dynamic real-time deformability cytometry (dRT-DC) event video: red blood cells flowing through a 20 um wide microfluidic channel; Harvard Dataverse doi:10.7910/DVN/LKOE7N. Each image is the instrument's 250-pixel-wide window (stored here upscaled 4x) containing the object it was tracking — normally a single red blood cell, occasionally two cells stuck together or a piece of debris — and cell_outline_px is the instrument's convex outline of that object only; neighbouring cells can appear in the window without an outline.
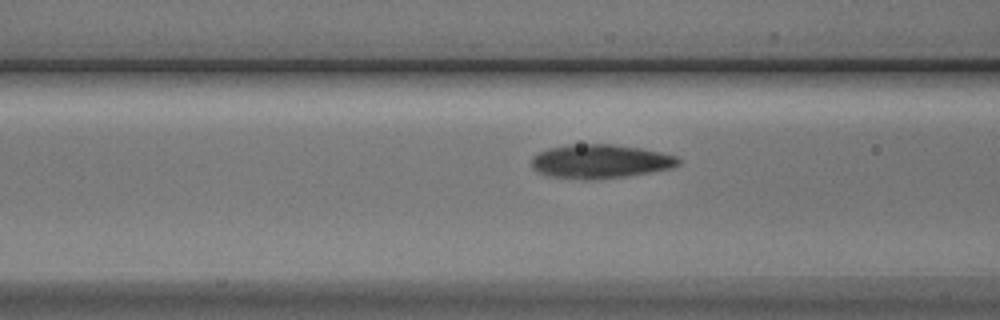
{"species": "Egyptian fruit bat (a non-hibernating species)", "species_latin": "Rousettus aegyptiacus", "temperature_condition": "cold", "stored_images_in_passage": 5, "camera_frame_rate_fps": 3000, "um_per_image_px": 0.085, "animal": {"sex": "male"}, "frame": {"image": 1, "passage_image": 5, "time_ms": 5.667, "image_size_px": [1000, 320], "cell_outline_px": [[680, 164], [672, 168], [624, 176], [584, 180], [552, 176], [540, 172], [532, 168], [532, 156], [548, 148], [568, 144], [612, 144], [640, 148], [660, 152], [676, 156], [680, 160]], "centroid_in_image_um": [51.01, 13.7], "position_along_channel_um": 115.6, "area_um2": 28.73}}